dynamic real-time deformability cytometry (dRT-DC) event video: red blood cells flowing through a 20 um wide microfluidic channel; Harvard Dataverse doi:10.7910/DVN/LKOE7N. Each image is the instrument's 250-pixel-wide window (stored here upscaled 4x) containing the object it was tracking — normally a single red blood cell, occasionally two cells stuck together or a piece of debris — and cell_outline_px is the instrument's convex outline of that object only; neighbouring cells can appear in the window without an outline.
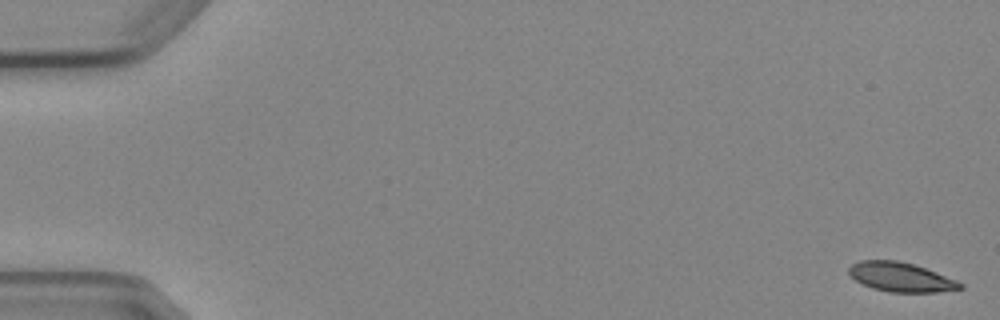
{"species": "Egyptian fruit bat (a non-hibernating species)", "species_latin": "Rousettus aegyptiacus", "temperature_condition": "cold", "stored_images_in_passage": 6, "camera_frame_rate_fps": 3000, "um_per_image_px": 0.085, "animal": {"sex": "female"}, "frame": {"image": 1, "passage_image": 1, "time_ms": 0.0, "image_size_px": [1000, 320], "cell_outline_px": [[964, 288], [936, 292], [888, 292], [872, 288], [856, 280], [848, 272], [848, 268], [852, 264], [860, 260], [896, 260], [912, 264], [936, 272], [956, 280], [964, 284]], "centroid_in_image_um": [76.57, 23.55], "position_along_channel_um": 8.4, "area_um2": 18.84}}
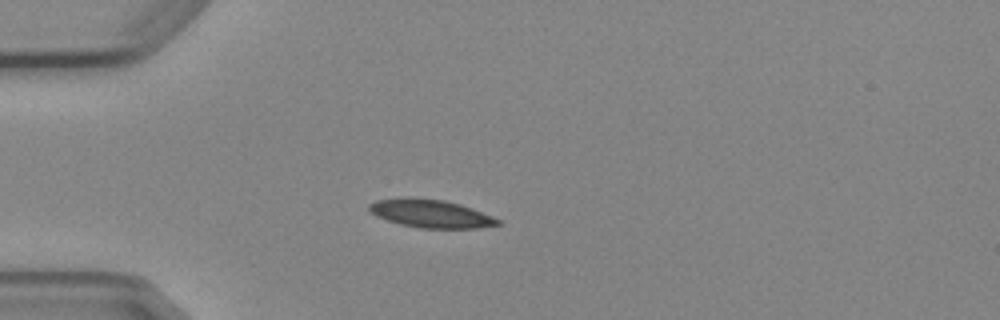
{"frame": {"image": 2, "passage_image": 5, "time_ms": 4.667, "image_size_px": [1000, 320], "cell_outline_px": [[500, 224], [476, 228], [420, 228], [400, 224], [376, 216], [368, 208], [368, 204], [376, 200], [408, 196], [444, 200], [460, 204], [472, 208], [492, 216], [500, 220]], "centroid_in_image_um": [36.58, 18.14], "position_along_channel_um": 48.4, "area_um2": 21.1}}